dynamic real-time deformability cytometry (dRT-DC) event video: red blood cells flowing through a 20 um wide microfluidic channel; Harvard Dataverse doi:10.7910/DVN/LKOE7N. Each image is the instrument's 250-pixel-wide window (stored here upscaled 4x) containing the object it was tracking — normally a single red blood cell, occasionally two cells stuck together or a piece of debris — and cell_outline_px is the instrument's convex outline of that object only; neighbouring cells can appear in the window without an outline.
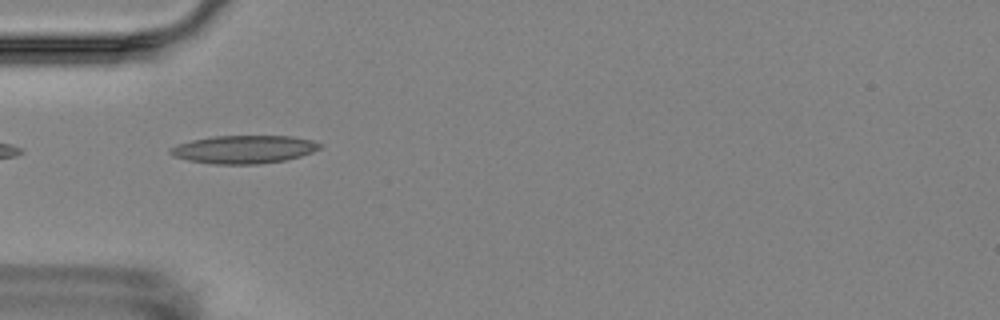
{"species": "Egyptian fruit bat (a non-hibernating species)", "species_latin": "Rousettus aegyptiacus", "temperature_condition": "room temperature", "stored_images_in_passage": 13, "camera_frame_rate_fps": 3000, "um_per_image_px": 0.085, "animal": {"sex": "female"}, "frame": {"image": 1, "passage_image": 2, "time_ms": 1.0, "image_size_px": [1000, 320], "cell_outline_px": [[324, 144], [320, 148], [312, 152], [300, 156], [284, 160], [256, 164], [212, 164], [188, 160], [172, 156], [168, 152], [168, 148], [176, 144], [192, 140], [212, 136], [292, 136], [312, 140]], "centroid_in_image_um": [20.7, 12.69], "position_along_channel_um": 64.3, "area_um2": 24.57}}
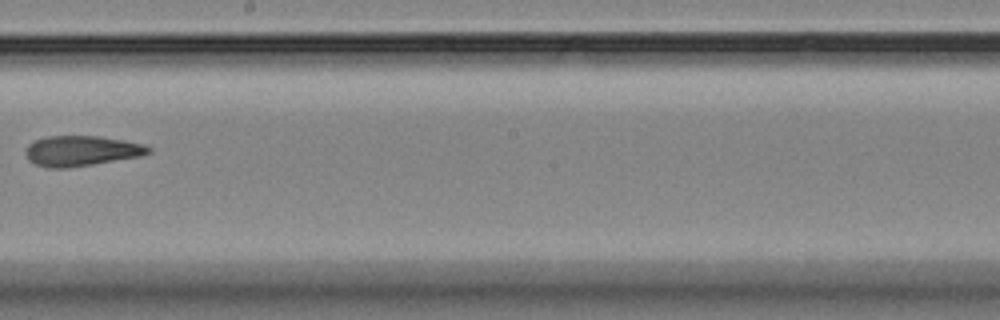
{"frame": {"image": 2, "passage_image": 6, "time_ms": 6.0, "image_size_px": [1000, 320], "cell_outline_px": [[152, 152], [140, 156], [92, 164], [64, 168], [48, 168], [36, 164], [28, 160], [24, 152], [28, 144], [36, 140], [48, 136], [100, 136], [124, 140], [144, 144], [152, 148]], "centroid_in_image_um": [6.92, 12.82], "position_along_channel_um": 241.3, "area_um2": 21.68}}
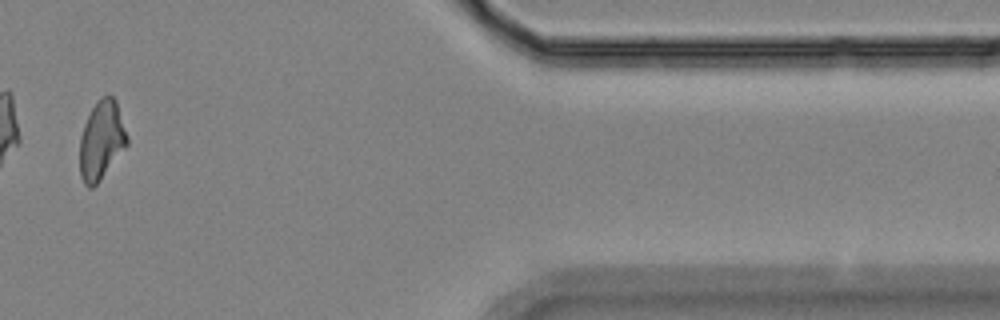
{"frame": {"image": 3, "passage_image": 11, "time_ms": 11.667, "image_size_px": [1000, 320], "cell_outline_px": [[128, 144], [100, 180], [92, 188], [88, 188], [84, 184], [80, 176], [80, 136], [84, 124], [92, 108], [100, 96], [112, 96], [116, 100], [128, 136]], "centroid_in_image_um": [8.62, 11.93], "position_along_channel_um": 402.8, "area_um2": 21.68}, "authors_computed_cell_mechanics": {"area_um2": 21.675, "velocity_mm_per_s": 3.5511, "shape_relaxation_time_tau1_ms": null, "shape_relaxation_time_tau2_ms": 4.3469, "deformation_change_tau1": null, "deformation_change_tau2": 0.1047}}